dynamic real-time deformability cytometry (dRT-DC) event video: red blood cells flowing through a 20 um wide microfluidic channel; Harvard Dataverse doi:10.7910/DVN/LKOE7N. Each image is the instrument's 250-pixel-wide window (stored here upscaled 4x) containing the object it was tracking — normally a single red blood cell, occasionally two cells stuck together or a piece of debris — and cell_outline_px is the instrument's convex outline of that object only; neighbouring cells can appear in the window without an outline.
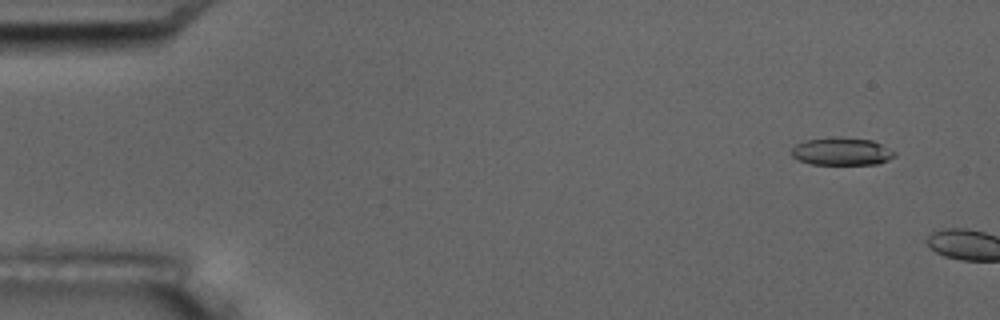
{"species": "common noctule bat (a hibernating species)", "species_latin": "Nyctalus noctula", "temperature_condition": "room temperature", "stored_images_in_passage": 3, "camera_frame_rate_fps": 3000, "um_per_image_px": 0.085, "animal": {"sex": "male", "body_mass_g": 17.5, "forearm_length_mm": 52.3}, "frame": {"image": 1, "passage_image": 2, "time_ms": 1.0, "image_size_px": [1000, 320], "cell_outline_px": [[896, 156], [880, 164], [812, 164], [800, 160], [792, 156], [792, 148], [796, 144], [808, 140], [832, 136], [836, 136], [872, 140], [896, 152]], "centroid_in_image_um": [71.57, 12.87], "position_along_channel_um": 13.4, "area_um2": 16.65}}